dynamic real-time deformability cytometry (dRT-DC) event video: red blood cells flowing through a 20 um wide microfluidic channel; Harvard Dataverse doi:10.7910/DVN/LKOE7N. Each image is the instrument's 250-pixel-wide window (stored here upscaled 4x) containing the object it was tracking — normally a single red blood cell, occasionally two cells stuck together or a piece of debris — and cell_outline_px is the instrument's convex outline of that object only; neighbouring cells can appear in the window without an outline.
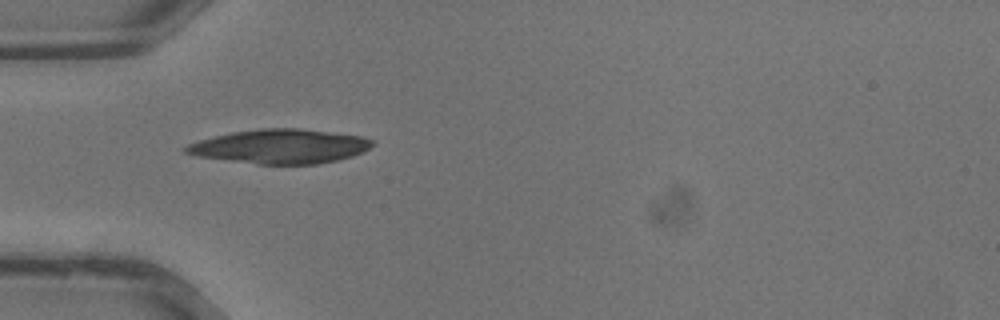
{"species": "common noctule bat (a hibernating species)", "species_latin": "Nyctalus noctula", "temperature_condition": "warm", "stored_images_in_passage": 3, "camera_frame_rate_fps": 3000, "um_per_image_px": 0.085, "animal": {"sex": "male", "body_mass_g": 13.3}, "frame": {"image": 1, "passage_image": 1, "time_ms": 0.0, "image_size_px": [1000, 320], "cell_outline_px": [[376, 144], [364, 152], [352, 156], [336, 160], [316, 164], [260, 164], [196, 156], [184, 152], [184, 148], [188, 144], [200, 140], [232, 132], [260, 128], [300, 128], [360, 136], [372, 140]], "centroid_in_image_um": [23.84, 12.44], "position_along_channel_um": 61.2, "area_um2": 36.99}}
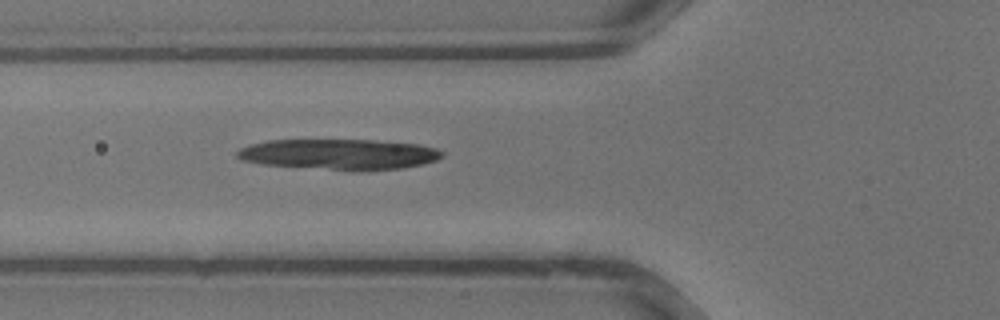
{"frame": {"image": 2, "passage_image": 3, "time_ms": 0.667, "image_size_px": [1000, 320], "cell_outline_px": [[444, 156], [436, 160], [424, 164], [404, 168], [368, 172], [360, 172], [264, 164], [240, 160], [236, 156], [236, 152], [240, 148], [252, 144], [268, 140], [372, 140], [420, 144], [436, 148], [444, 152]], "centroid_in_image_um": [28.9, 13.13], "position_along_channel_um": 96.9, "area_um2": 37.11}}